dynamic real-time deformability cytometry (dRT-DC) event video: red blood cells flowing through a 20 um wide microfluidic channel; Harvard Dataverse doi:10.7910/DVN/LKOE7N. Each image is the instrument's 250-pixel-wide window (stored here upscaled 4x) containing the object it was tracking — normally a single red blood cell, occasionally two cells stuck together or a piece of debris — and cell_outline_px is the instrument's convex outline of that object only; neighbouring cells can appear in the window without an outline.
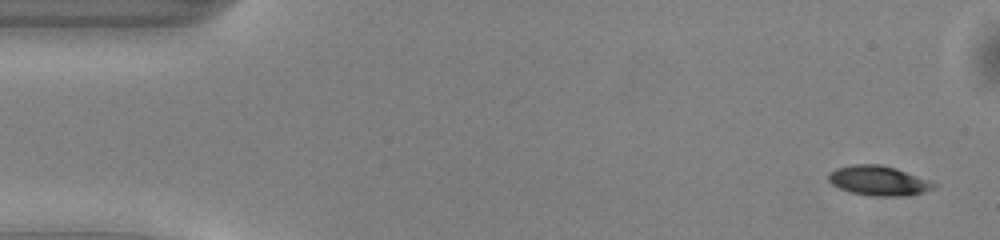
{"species": "common noctule bat (a hibernating species)", "species_latin": "Nyctalus noctula", "temperature_condition": "warm", "stored_images_in_passage": 45, "camera_frame_rate_fps": 3000, "um_per_image_px": 0.085, "animal": {"sex": "male", "body_mass_g": 13.0, "forearm_length_mm": 53.1}, "frame": {"image": 1, "passage_image": 1, "time_ms": 0.0, "image_size_px": [1000, 240], "cell_outline_px": [[936, 184], [932, 188], [924, 192], [904, 196], [872, 196], [852, 192], [840, 188], [832, 184], [828, 180], [828, 172], [836, 168], [852, 164], [880, 164], [896, 168], [928, 180]], "centroid_in_image_um": [74.63, 15.35], "position_along_channel_um": 10.4, "area_um2": 18.09}}
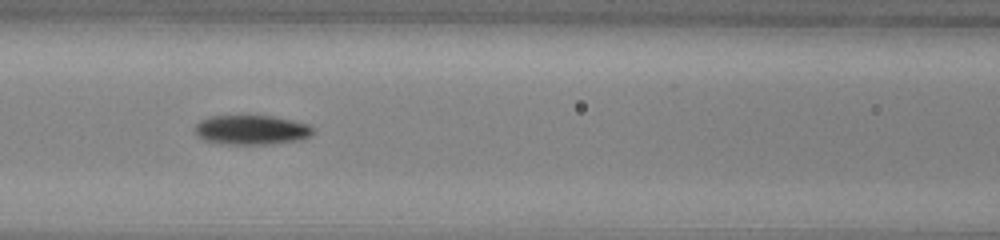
{"frame": {"image": 2, "passage_image": 20, "time_ms": 6.333, "image_size_px": [1000, 240], "cell_outline_px": [[312, 132], [308, 136], [296, 140], [268, 144], [228, 144], [204, 140], [196, 132], [196, 124], [200, 120], [212, 116], [272, 116], [308, 124], [312, 128]], "centroid_in_image_um": [21.35, 11.03], "position_along_channel_um": 145.3, "area_um2": 19.77}}
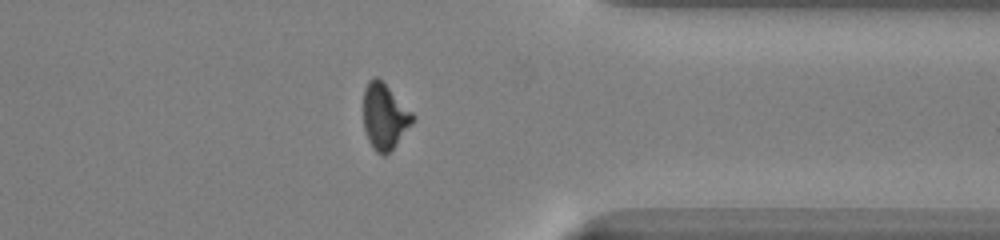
{"frame": {"image": 3, "passage_image": 38, "time_ms": 12.333, "image_size_px": [1000, 240], "cell_outline_px": [[416, 120], [392, 148], [384, 156], [380, 156], [372, 148], [368, 140], [364, 128], [364, 88], [368, 80], [372, 76], [376, 76], [416, 116]], "centroid_in_image_um": [32.68, 9.92], "position_along_channel_um": 378.7, "area_um2": 18.73}, "authors_computed_cell_mechanics": {"area_um2": 19.2474, "velocity_mm_per_s": 4.0726, "shape_relaxation_time_tau1_ms": 2.9064, "shape_relaxation_time_tau2_ms": 3.8981, "deformation_change_tau1": 0.1635, "deformation_change_tau2": 0.1057}}